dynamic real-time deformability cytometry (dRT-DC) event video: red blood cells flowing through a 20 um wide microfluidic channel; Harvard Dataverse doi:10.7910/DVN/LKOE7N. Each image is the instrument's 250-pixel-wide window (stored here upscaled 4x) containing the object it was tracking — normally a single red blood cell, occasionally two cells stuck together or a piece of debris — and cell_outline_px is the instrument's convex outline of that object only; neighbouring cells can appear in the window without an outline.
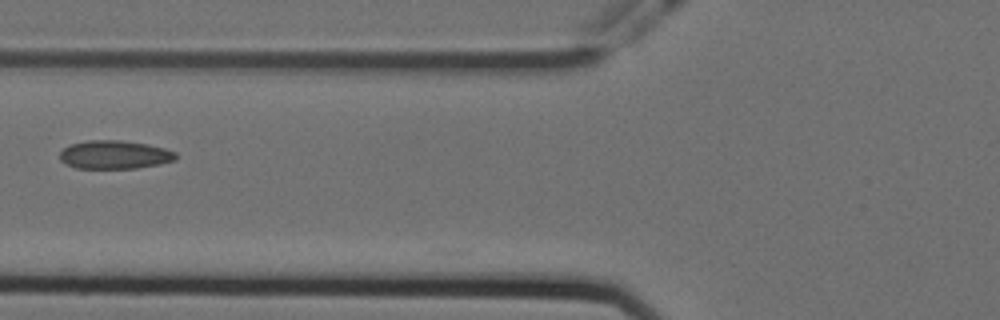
{"species": "Egyptian fruit bat (a non-hibernating species)", "species_latin": "Rousettus aegyptiacus", "temperature_condition": "cold", "stored_images_in_passage": 9, "camera_frame_rate_fps": 3000, "um_per_image_px": 0.085, "animal": {"sex": "female"}, "frame": {"image": 1, "passage_image": 4, "time_ms": 1.0, "image_size_px": [1000, 320], "cell_outline_px": [[176, 160], [160, 164], [136, 168], [76, 168], [64, 164], [60, 160], [60, 152], [64, 148], [72, 144], [88, 140], [120, 140], [148, 144], [164, 148], [176, 152]], "centroid_in_image_um": [9.74, 13.15], "position_along_channel_um": 116.1, "area_um2": 19.25}}
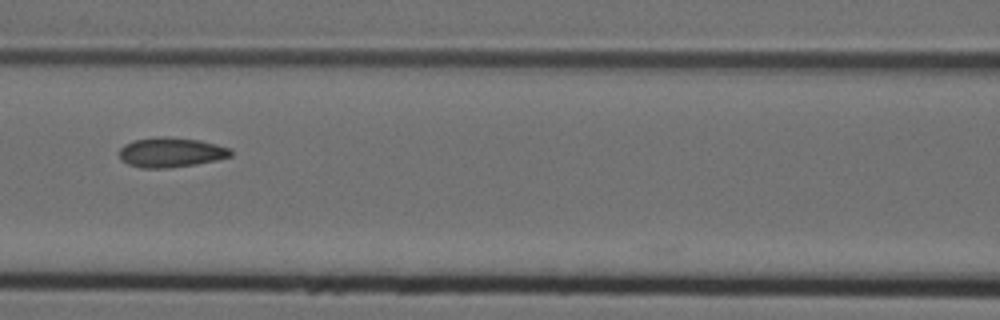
{"frame": {"image": 2, "passage_image": 7, "time_ms": 2.0, "image_size_px": [1000, 320], "cell_outline_px": [[232, 156], [216, 160], [196, 164], [168, 168], [140, 168], [128, 164], [120, 160], [120, 148], [124, 144], [132, 140], [160, 136], [200, 140], [232, 148]], "centroid_in_image_um": [14.52, 12.95], "position_along_channel_um": 152.1, "area_um2": 19.48}}